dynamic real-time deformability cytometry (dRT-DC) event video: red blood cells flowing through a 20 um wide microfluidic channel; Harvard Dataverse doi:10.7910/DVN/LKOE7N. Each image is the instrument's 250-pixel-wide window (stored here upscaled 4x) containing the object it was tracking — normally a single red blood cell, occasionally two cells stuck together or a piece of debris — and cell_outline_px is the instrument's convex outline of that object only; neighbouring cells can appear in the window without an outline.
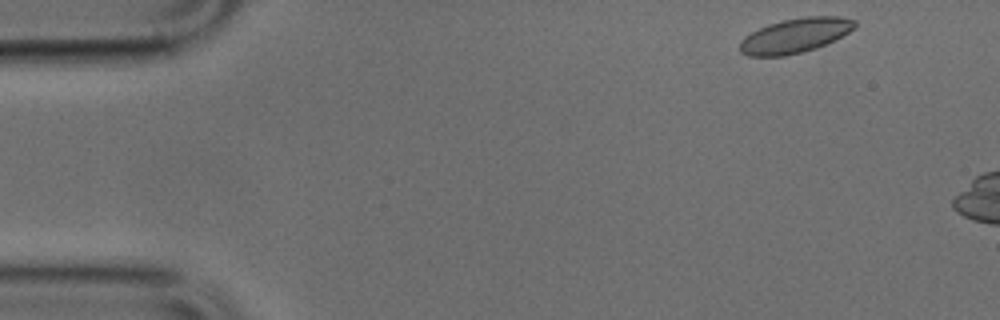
{"species": "common noctule bat (a hibernating species)", "species_latin": "Nyctalus noctula", "temperature_condition": "cold", "stored_images_in_passage": 7, "camera_frame_rate_fps": 3000, "um_per_image_px": 0.085, "animal": {"sex": "male", "body_mass_g": 17.9, "forearm_length_mm": 54.2}, "frame": {"image": 1, "passage_image": 2, "time_ms": 0.333, "image_size_px": [1000, 320], "cell_outline_px": [[856, 28], [816, 48], [784, 56], [748, 56], [740, 52], [740, 40], [744, 36], [768, 24], [784, 20], [804, 16], [840, 16], [856, 20]], "centroid_in_image_um": [67.57, 3.01], "position_along_channel_um": 17.4, "area_um2": 23.0}}